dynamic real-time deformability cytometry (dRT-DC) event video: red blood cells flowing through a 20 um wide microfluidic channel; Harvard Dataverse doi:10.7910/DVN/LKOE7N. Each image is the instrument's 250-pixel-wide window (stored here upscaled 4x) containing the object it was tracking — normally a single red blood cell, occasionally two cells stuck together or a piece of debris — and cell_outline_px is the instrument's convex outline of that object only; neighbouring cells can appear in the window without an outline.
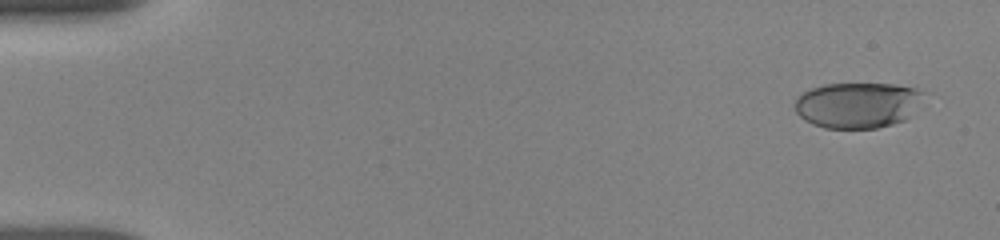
{"species": "human", "species_latin": "Homo sapiens", "temperature_condition": "room temperature", "stored_images_in_passage": 21, "camera_frame_rate_fps": 3000, "um_per_image_px": 0.085, "donor": {"sex": "female"}, "frame": {"image": 1, "passage_image": 2, "time_ms": 0.333, "image_size_px": [1000, 240], "cell_outline_px": [[924, 92], [908, 116], [904, 120], [892, 124], [876, 128], [824, 128], [812, 124], [804, 120], [796, 112], [796, 96], [812, 88], [824, 84], [892, 84], [916, 88]], "centroid_in_image_um": [72.83, 8.93], "position_along_channel_um": 12.2, "area_um2": 33.87}}
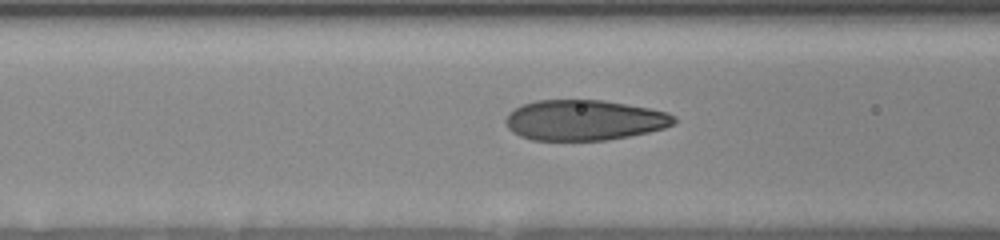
{"frame": {"image": 2, "passage_image": 16, "time_ms": 6.667, "image_size_px": [1000, 240], "cell_outline_px": [[676, 124], [664, 128], [648, 132], [628, 136], [604, 140], [532, 140], [520, 136], [512, 132], [508, 128], [504, 120], [508, 112], [524, 104], [536, 100], [604, 100], [648, 108], [668, 112], [676, 116]], "centroid_in_image_um": [49.66, 10.21], "position_along_channel_um": 116.9, "area_um2": 39.77}}
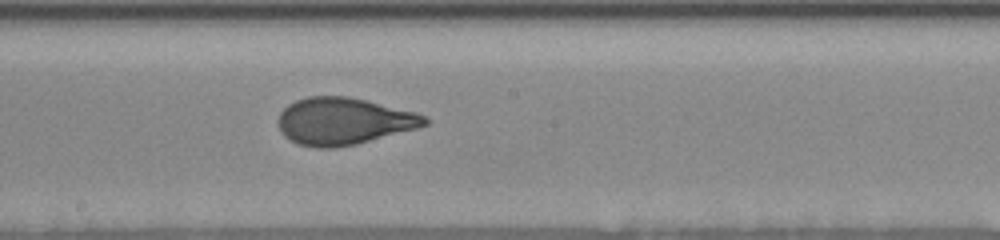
{"frame": {"image": 3, "passage_image": 21, "time_ms": 9.333, "image_size_px": [1000, 240], "cell_outline_px": [[432, 120], [428, 124], [416, 128], [356, 144], [332, 148], [316, 148], [300, 144], [284, 136], [280, 132], [280, 112], [288, 104], [296, 100], [308, 96], [348, 96], [416, 112]], "centroid_in_image_um": [29.21, 10.29], "position_along_channel_um": 219.0, "area_um2": 39.88}}